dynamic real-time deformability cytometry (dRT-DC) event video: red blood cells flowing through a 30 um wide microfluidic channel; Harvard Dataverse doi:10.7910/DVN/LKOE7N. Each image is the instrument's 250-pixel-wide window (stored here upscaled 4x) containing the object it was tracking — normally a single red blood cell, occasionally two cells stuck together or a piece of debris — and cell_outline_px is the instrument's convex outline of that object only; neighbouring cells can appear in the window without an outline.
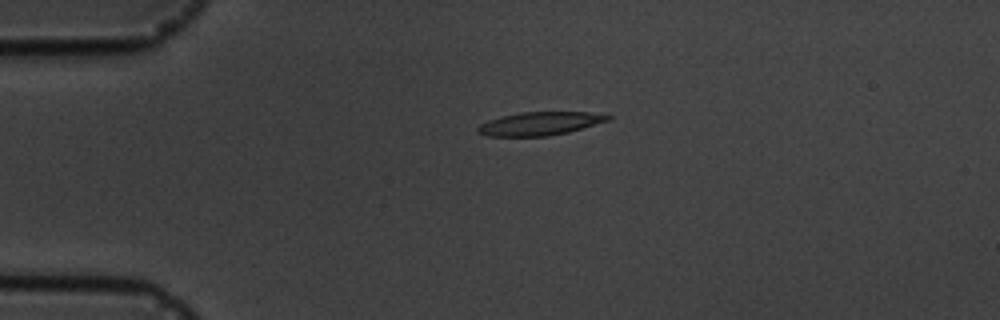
{"species": "common noctule bat (a hibernating species)", "species_latin": "Nyctalus noctula", "temperature_condition": "cold", "stored_images_in_passage": 6, "camera_frame_rate_fps": 3000, "um_per_image_px": 0.085, "animal": {"sex": "male", "body_mass_g": 19.5, "forearm_length_mm": 54.6}, "frame": {"image": 1, "passage_image": 4, "time_ms": 3.667, "image_size_px": [1000, 320], "cell_outline_px": [[612, 120], [568, 132], [548, 136], [488, 136], [476, 132], [476, 128], [480, 124], [488, 120], [520, 112], [588, 112], [612, 116]], "centroid_in_image_um": [45.9, 10.51], "position_along_channel_um": 39.1, "area_um2": 17.69}}
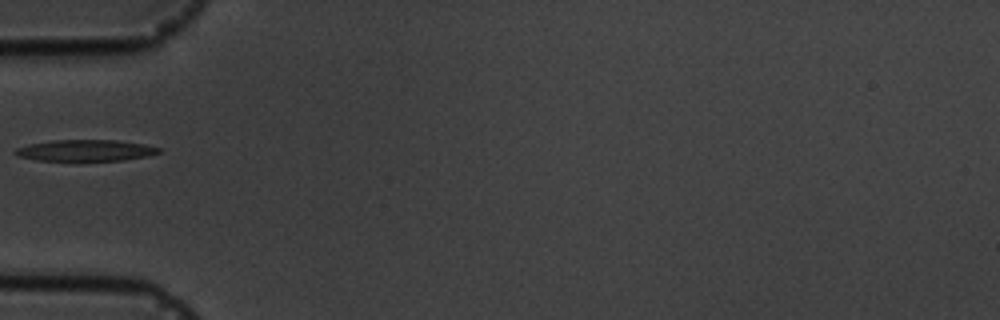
{"frame": {"image": 2, "passage_image": 5, "time_ms": 5.667, "image_size_px": [1000, 320], "cell_outline_px": [[160, 152], [148, 156], [124, 160], [80, 164], [72, 164], [36, 160], [16, 156], [12, 152], [16, 148], [28, 144], [52, 140], [116, 140], [144, 144], [160, 148]], "centroid_in_image_um": [7.19, 12.85], "position_along_channel_um": 77.8, "area_um2": 19.19}}
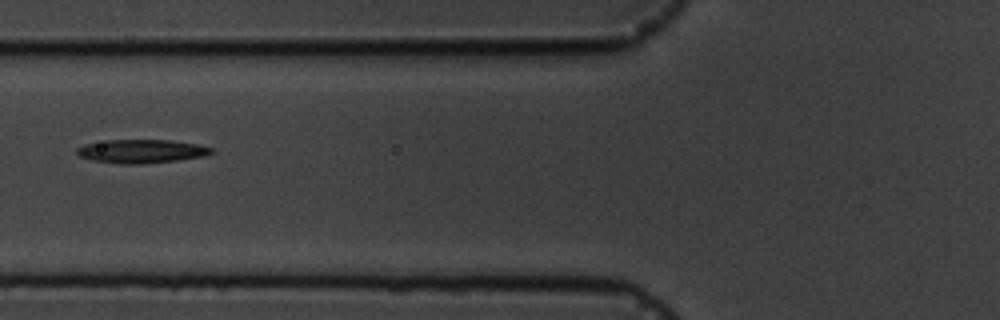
{"frame": {"image": 3, "passage_image": 6, "time_ms": 6.667, "image_size_px": [1000, 320], "cell_outline_px": [[216, 152], [208, 156], [176, 160], [140, 164], [120, 164], [92, 160], [80, 156], [76, 152], [76, 148], [84, 144], [108, 140], [168, 140], [196, 144], [212, 148]], "centroid_in_image_um": [12.04, 12.86], "position_along_channel_um": 113.8, "area_um2": 18.5}}